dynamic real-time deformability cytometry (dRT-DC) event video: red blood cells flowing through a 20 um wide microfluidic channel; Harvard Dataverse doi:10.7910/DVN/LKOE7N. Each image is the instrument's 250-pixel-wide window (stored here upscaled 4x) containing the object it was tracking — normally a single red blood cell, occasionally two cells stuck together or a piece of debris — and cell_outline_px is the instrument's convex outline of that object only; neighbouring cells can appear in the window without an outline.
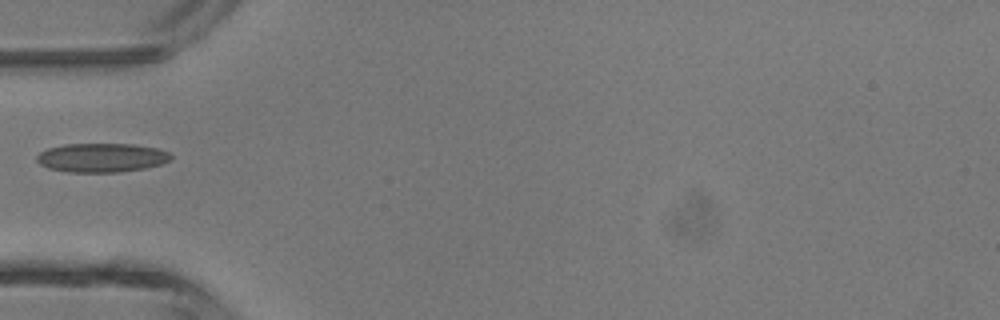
{"species": "common noctule bat (a hibernating species)", "species_latin": "Nyctalus noctula", "temperature_condition": "room temperature", "stored_images_in_passage": 24, "camera_frame_rate_fps": 3000, "um_per_image_px": 0.085, "animal": {"sex": "male", "body_mass_g": 13.3}, "frame": {"image": 1, "passage_image": 1, "time_ms": 0.0, "image_size_px": [1000, 320], "cell_outline_px": [[172, 160], [160, 164], [144, 168], [120, 172], [68, 172], [48, 168], [40, 164], [36, 160], [36, 156], [40, 152], [48, 148], [64, 144], [132, 144], [156, 148], [168, 152], [172, 156]], "centroid_in_image_um": [8.62, 13.4], "position_along_channel_um": 76.4, "area_um2": 22.66}}
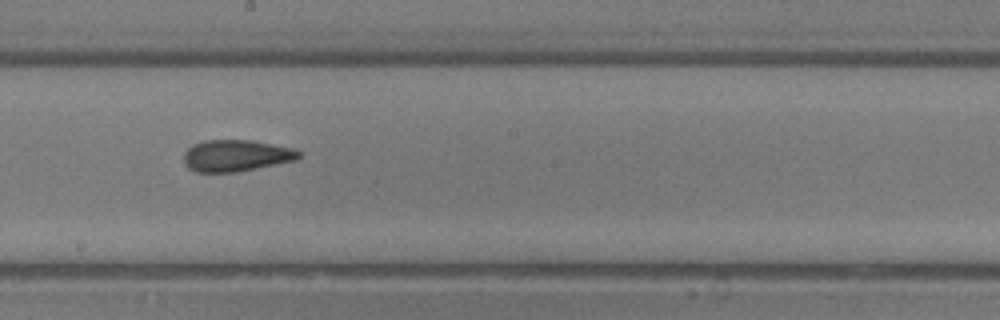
{"frame": {"image": 2, "passage_image": 11, "time_ms": 3.333, "image_size_px": [1000, 320], "cell_outline_px": [[300, 156], [296, 160], [240, 172], [196, 172], [188, 168], [184, 164], [184, 152], [192, 144], [204, 140], [252, 140], [296, 148], [300, 152]], "centroid_in_image_um": [20.07, 13.23], "position_along_channel_um": 228.1, "area_um2": 21.5}}
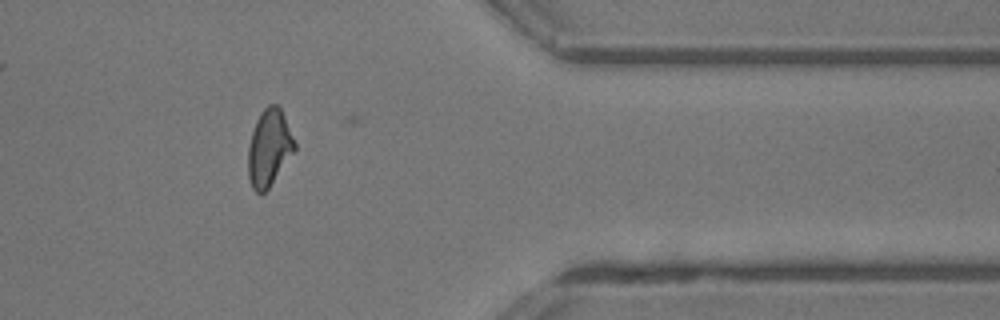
{"frame": {"image": 3, "passage_image": 23, "time_ms": 7.333, "image_size_px": [1000, 320], "cell_outline_px": [[296, 148], [268, 188], [264, 192], [256, 192], [252, 188], [248, 176], [248, 148], [252, 132], [256, 120], [260, 112], [268, 104], [276, 104], [280, 108], [296, 144]], "centroid_in_image_um": [22.85, 12.55], "position_along_channel_um": 388.5, "area_um2": 20.4}}